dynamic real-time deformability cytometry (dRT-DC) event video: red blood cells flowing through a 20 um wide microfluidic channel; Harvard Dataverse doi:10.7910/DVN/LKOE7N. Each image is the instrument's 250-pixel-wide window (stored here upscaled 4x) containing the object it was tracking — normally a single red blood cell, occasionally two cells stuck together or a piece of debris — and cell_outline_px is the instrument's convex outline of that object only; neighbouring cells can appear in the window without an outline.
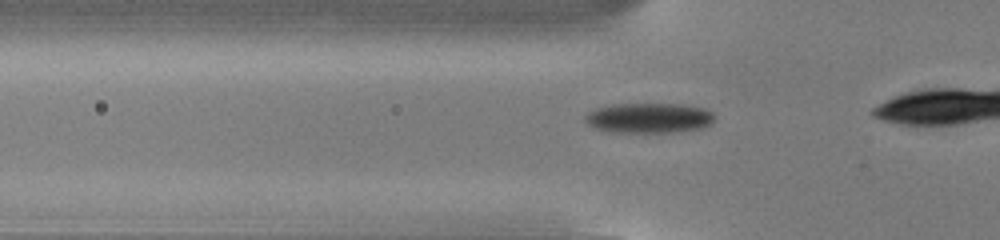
{"species": "common noctule bat (a hibernating species)", "species_latin": "Nyctalus noctula", "temperature_condition": "cold", "stored_images_in_passage": 14, "camera_frame_rate_fps": 3000, "um_per_image_px": 0.085, "animal": {"sex": "male", "body_mass_g": 13.0, "forearm_length_mm": 53.1}, "frame": {"image": 1, "passage_image": 5, "time_ms": 1.333, "image_size_px": [1000, 240], "cell_outline_px": [[716, 116], [708, 124], [700, 128], [672, 132], [612, 132], [592, 128], [584, 120], [584, 116], [588, 112], [596, 108], [612, 104], [684, 104], [704, 108], [712, 112]], "centroid_in_image_um": [55.11, 10.02], "position_along_channel_um": 70.7, "area_um2": 22.72}}
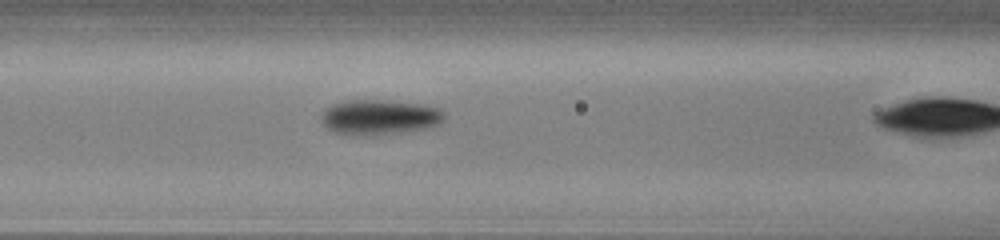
{"frame": {"image": 2, "passage_image": 10, "time_ms": 3.0, "image_size_px": [1000, 240], "cell_outline_px": [[444, 120], [440, 124], [424, 128], [392, 132], [352, 136], [332, 132], [320, 120], [320, 116], [324, 108], [332, 104], [348, 100], [384, 100], [424, 104], [436, 108], [444, 112]], "centroid_in_image_um": [32.19, 9.94], "position_along_channel_um": 134.4, "area_um2": 24.97}}